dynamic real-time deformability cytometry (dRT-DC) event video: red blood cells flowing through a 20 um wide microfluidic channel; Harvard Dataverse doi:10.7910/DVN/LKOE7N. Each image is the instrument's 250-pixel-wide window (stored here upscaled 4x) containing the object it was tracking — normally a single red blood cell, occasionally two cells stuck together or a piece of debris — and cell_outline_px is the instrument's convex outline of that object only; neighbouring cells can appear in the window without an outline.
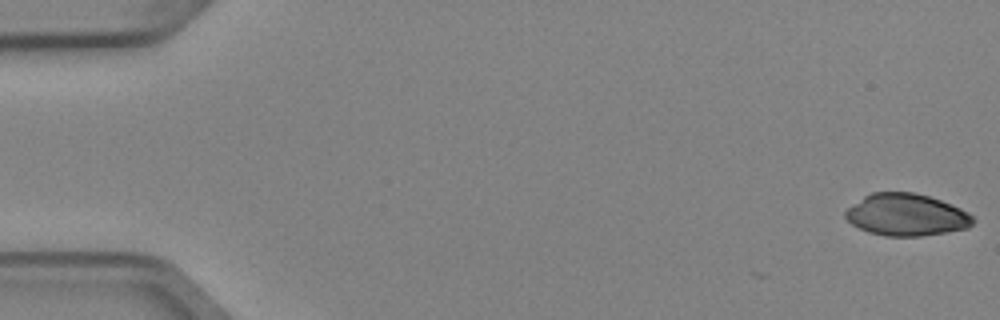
{"species": "Egyptian fruit bat (a non-hibernating species)", "species_latin": "Rousettus aegyptiacus", "temperature_condition": "cold", "stored_images_in_passage": 5, "camera_frame_rate_fps": 3000, "um_per_image_px": 0.085, "animal": {"sex": "female"}, "frame": {"image": 1, "passage_image": 1, "time_ms": 0.0, "image_size_px": [1000, 320], "cell_outline_px": [[976, 220], [968, 228], [920, 236], [884, 236], [868, 232], [852, 224], [844, 216], [844, 212], [848, 208], [864, 196], [872, 192], [912, 192], [928, 196], [952, 204], [968, 212]], "centroid_in_image_um": [77.04, 18.26], "position_along_channel_um": 8.0, "area_um2": 31.15}}
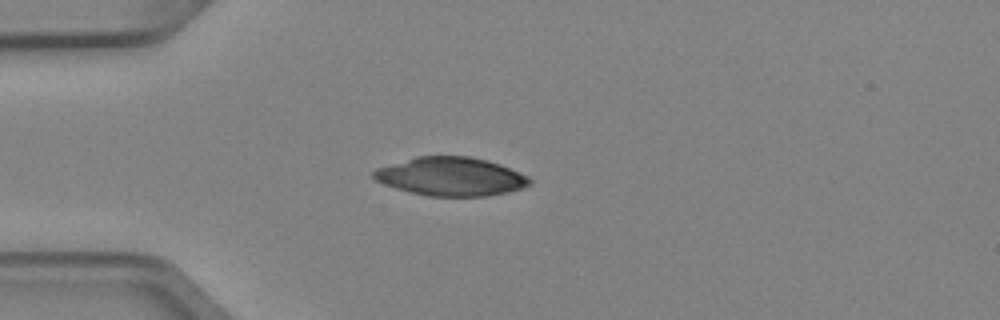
{"frame": {"image": 2, "passage_image": 4, "time_ms": 1.0, "image_size_px": [1000, 320], "cell_outline_px": [[532, 184], [508, 192], [488, 196], [428, 196], [408, 192], [384, 184], [376, 180], [372, 176], [372, 172], [376, 168], [416, 156], [468, 156], [488, 160], [500, 164], [528, 176], [532, 180]], "centroid_in_image_um": [38.32, 15.0], "position_along_channel_um": 46.7, "area_um2": 35.14}}